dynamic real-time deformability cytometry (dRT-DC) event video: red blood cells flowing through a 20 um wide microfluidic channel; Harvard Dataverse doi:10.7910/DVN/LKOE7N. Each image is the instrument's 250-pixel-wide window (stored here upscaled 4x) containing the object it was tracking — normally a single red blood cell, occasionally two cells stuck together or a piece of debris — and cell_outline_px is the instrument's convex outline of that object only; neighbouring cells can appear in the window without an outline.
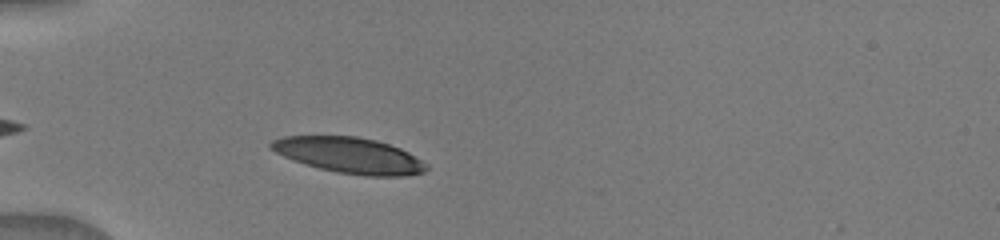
{"species": "human", "species_latin": "Homo sapiens", "temperature_condition": "warm", "stored_images_in_passage": 11, "camera_frame_rate_fps": 3000, "um_per_image_px": 0.085, "donor": {"sex": "male"}, "frame": {"image": 1, "passage_image": 4, "time_ms": 1.0, "image_size_px": [1000, 240], "cell_outline_px": [[428, 168], [424, 172], [408, 176], [364, 176], [336, 172], [304, 164], [292, 160], [268, 148], [268, 144], [272, 140], [284, 136], [356, 136], [376, 140], [400, 148], [408, 152], [428, 164]], "centroid_in_image_um": [29.69, 13.2], "position_along_channel_um": 55.3, "area_um2": 32.54}}
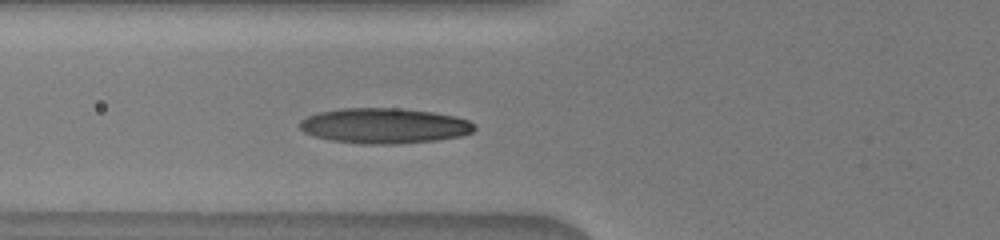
{"frame": {"image": 2, "passage_image": 8, "time_ms": 2.333, "image_size_px": [1000, 240], "cell_outline_px": [[476, 128], [472, 132], [460, 136], [436, 140], [396, 144], [360, 144], [332, 140], [316, 136], [304, 132], [300, 128], [300, 120], [308, 116], [320, 112], [340, 108], [396, 108], [432, 112], [456, 116], [468, 120]], "centroid_in_image_um": [32.66, 10.69], "position_along_channel_um": 93.1, "area_um2": 35.78}}
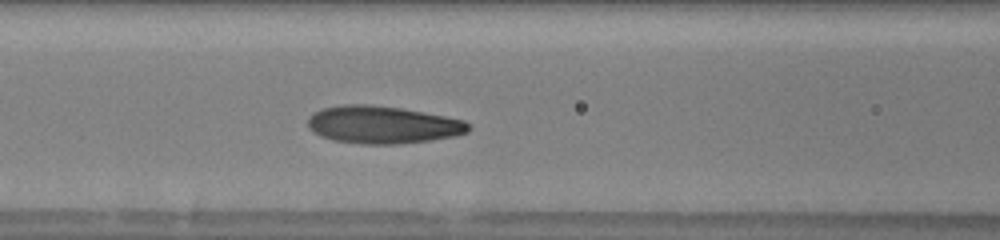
{"frame": {"image": 3, "passage_image": 11, "time_ms": 3.333, "image_size_px": [1000, 240], "cell_outline_px": [[472, 128], [468, 132], [456, 136], [432, 140], [396, 144], [360, 144], [332, 140], [320, 136], [308, 128], [308, 120], [316, 112], [324, 108], [344, 104], [368, 104], [400, 108], [424, 112], [464, 120]], "centroid_in_image_um": [32.55, 10.61], "position_along_channel_um": 134.1, "area_um2": 35.14}}